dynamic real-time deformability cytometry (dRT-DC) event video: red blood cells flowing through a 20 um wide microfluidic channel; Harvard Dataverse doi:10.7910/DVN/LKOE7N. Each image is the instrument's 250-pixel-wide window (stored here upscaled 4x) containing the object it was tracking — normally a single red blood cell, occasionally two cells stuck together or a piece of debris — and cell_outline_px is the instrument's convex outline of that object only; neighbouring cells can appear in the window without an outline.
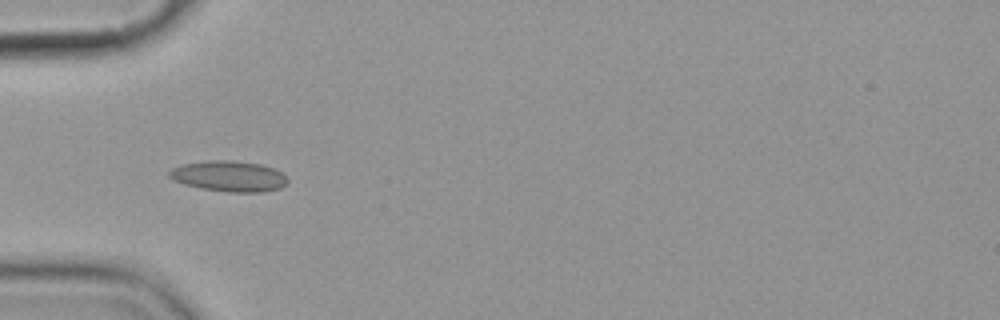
{"species": "common noctule bat (a hibernating species)", "species_latin": "Nyctalus noctula", "temperature_condition": "cold", "stored_images_in_passage": 6, "camera_frame_rate_fps": 3000, "um_per_image_px": 0.085, "animal": {"sex": "female", "body_mass_g": 19.9}, "frame": {"image": 1, "passage_image": 5, "time_ms": 4.667, "image_size_px": [1000, 320], "cell_outline_px": [[288, 180], [280, 188], [260, 192], [228, 192], [200, 188], [184, 184], [172, 180], [168, 176], [168, 172], [172, 168], [180, 164], [208, 160], [232, 160], [260, 164], [272, 168], [280, 172]], "centroid_in_image_um": [19.39, 14.97], "position_along_channel_um": 65.6, "area_um2": 21.15}}
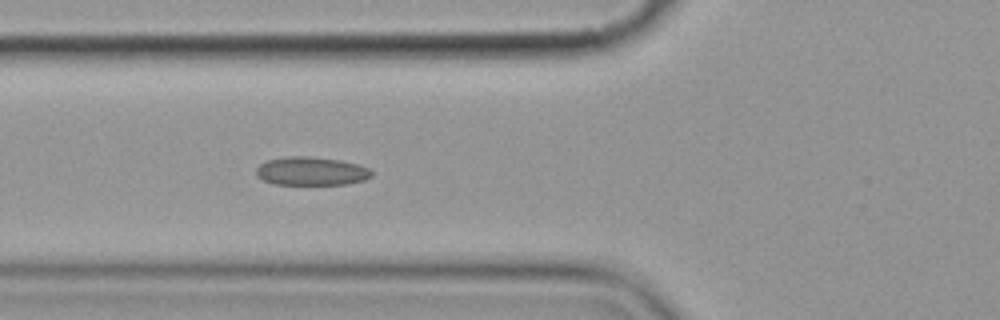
{"frame": {"image": 2, "passage_image": 6, "time_ms": 5.667, "image_size_px": [1000, 320], "cell_outline_px": [[372, 176], [364, 180], [348, 184], [276, 184], [264, 180], [256, 176], [256, 168], [260, 164], [268, 160], [288, 156], [308, 156], [340, 160], [356, 164], [368, 168], [372, 172]], "centroid_in_image_um": [26.45, 14.55], "position_along_channel_um": 99.3, "area_um2": 19.02}}